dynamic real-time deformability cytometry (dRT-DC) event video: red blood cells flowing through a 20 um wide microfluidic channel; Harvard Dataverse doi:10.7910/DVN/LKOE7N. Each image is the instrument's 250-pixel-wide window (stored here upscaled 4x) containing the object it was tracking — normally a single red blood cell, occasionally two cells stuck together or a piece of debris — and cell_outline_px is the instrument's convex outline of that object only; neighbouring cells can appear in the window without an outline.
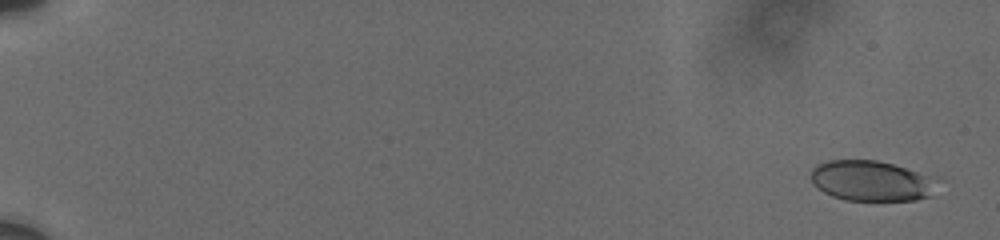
{"species": "human", "species_latin": "Homo sapiens", "temperature_condition": "cold", "stored_images_in_passage": 48, "camera_frame_rate_fps": 3000, "um_per_image_px": 0.085, "donor": {"sex": "male"}, "frame": {"image": 1, "passage_image": 3, "time_ms": 0.667, "image_size_px": [1000, 240], "cell_outline_px": [[948, 180], [932, 196], [916, 200], [844, 200], [832, 196], [824, 192], [812, 184], [812, 168], [816, 164], [828, 160], [876, 160], [944, 176]], "centroid_in_image_um": [74.31, 15.36], "position_along_channel_um": 10.7, "area_um2": 31.33}}
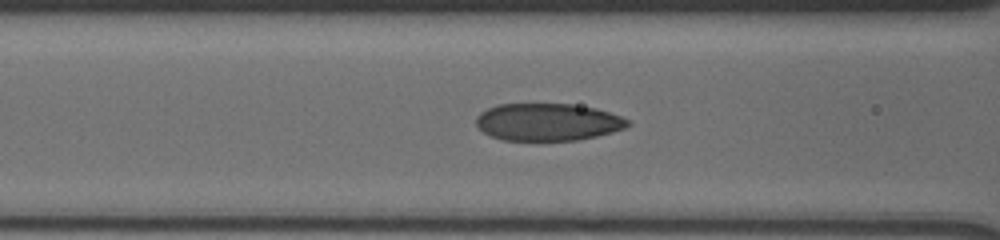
{"frame": {"image": 2, "passage_image": 29, "time_ms": 9.0, "image_size_px": [1000, 240], "cell_outline_px": [[632, 124], [624, 128], [612, 132], [596, 136], [576, 140], [500, 140], [484, 132], [476, 124], [476, 116], [480, 112], [488, 108], [500, 104], [572, 104], [596, 108], [620, 116], [628, 120]], "centroid_in_image_um": [46.55, 10.37], "position_along_channel_um": 120.0, "area_um2": 32.89}}
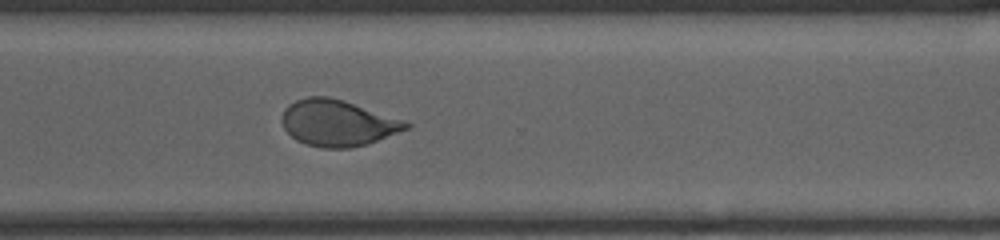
{"frame": {"image": 3, "passage_image": 48, "time_ms": 15.0, "image_size_px": [1000, 240], "cell_outline_px": [[412, 124], [408, 128], [368, 144], [348, 148], [324, 148], [304, 144], [296, 140], [284, 128], [280, 120], [284, 108], [288, 104], [296, 100], [308, 96], [328, 96], [344, 100], [404, 120]], "centroid_in_image_um": [28.67, 10.45], "position_along_channel_um": 341.9, "area_um2": 33.52}}